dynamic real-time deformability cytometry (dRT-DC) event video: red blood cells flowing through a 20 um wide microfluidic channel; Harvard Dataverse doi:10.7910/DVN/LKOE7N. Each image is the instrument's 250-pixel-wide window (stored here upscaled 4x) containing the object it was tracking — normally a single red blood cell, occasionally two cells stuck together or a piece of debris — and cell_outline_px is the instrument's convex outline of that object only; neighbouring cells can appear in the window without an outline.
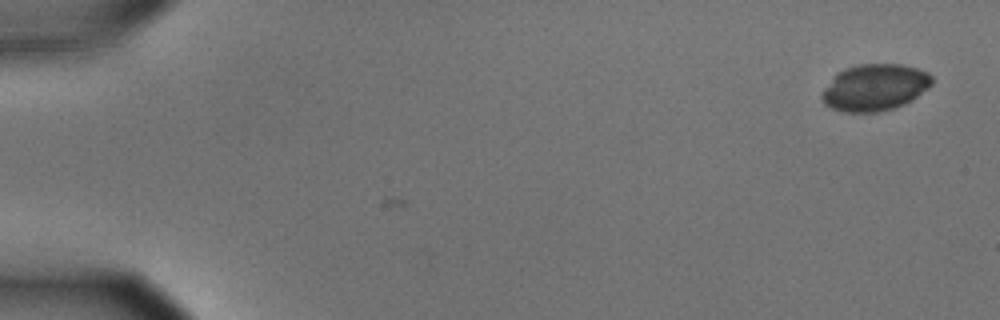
{"species": "common noctule bat (a hibernating species)", "species_latin": "Nyctalus noctula", "temperature_condition": "cold", "stored_images_in_passage": 3, "camera_frame_rate_fps": 3000, "um_per_image_px": 0.085, "animal": {"sex": "male", "body_mass_g": 15.6}, "frame": {"image": 1, "passage_image": 3, "time_ms": 0.667, "image_size_px": [1000, 320], "cell_outline_px": [[932, 84], [928, 88], [912, 100], [904, 104], [892, 108], [876, 112], [848, 112], [832, 108], [824, 104], [820, 100], [820, 96], [824, 88], [844, 68], [860, 64], [900, 64], [916, 68], [928, 72], [932, 76]], "centroid_in_image_um": [74.36, 7.43], "position_along_channel_um": 10.6, "area_um2": 29.71}}